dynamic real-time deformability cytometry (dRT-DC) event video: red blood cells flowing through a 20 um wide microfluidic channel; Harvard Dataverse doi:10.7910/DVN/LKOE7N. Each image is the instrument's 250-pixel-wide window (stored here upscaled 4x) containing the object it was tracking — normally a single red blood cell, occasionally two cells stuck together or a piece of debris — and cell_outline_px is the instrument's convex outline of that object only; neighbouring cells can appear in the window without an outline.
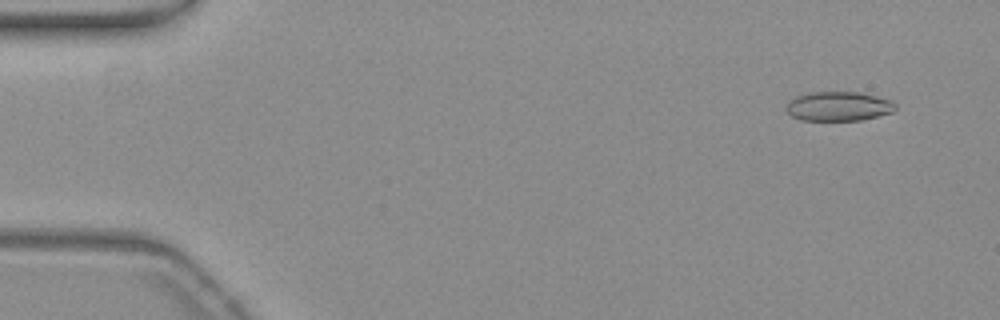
{"species": "common noctule bat (a hibernating species)", "species_latin": "Nyctalus noctula", "temperature_condition": "warm", "stored_images_in_passage": 55, "camera_frame_rate_fps": 3000, "um_per_image_px": 0.085, "animal": {"sex": "female", "body_mass_g": 19.3, "forearm_length_mm": 54.1}, "frame": {"image": 1, "passage_image": 4, "time_ms": 1.0, "image_size_px": [1000, 320], "cell_outline_px": [[896, 108], [892, 112], [860, 120], [800, 120], [792, 116], [784, 108], [796, 96], [808, 92], [856, 92], [876, 96], [888, 100], [896, 104]], "centroid_in_image_um": [71.24, 9.03], "position_along_channel_um": 13.8, "area_um2": 18.44}}
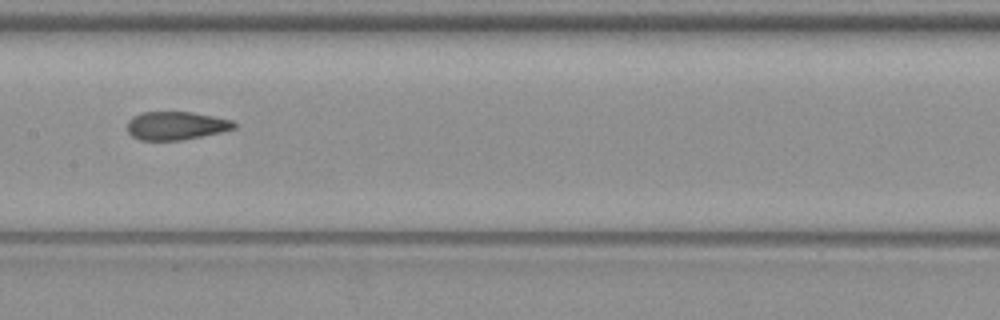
{"frame": {"image": 2, "passage_image": 28, "time_ms": 9.0, "image_size_px": [1000, 320], "cell_outline_px": [[236, 128], [220, 132], [180, 140], [140, 140], [132, 136], [128, 132], [128, 120], [132, 116], [144, 112], [192, 112], [232, 120], [236, 124]], "centroid_in_image_um": [14.94, 10.68], "position_along_channel_um": 192.5, "area_um2": 17.46}}
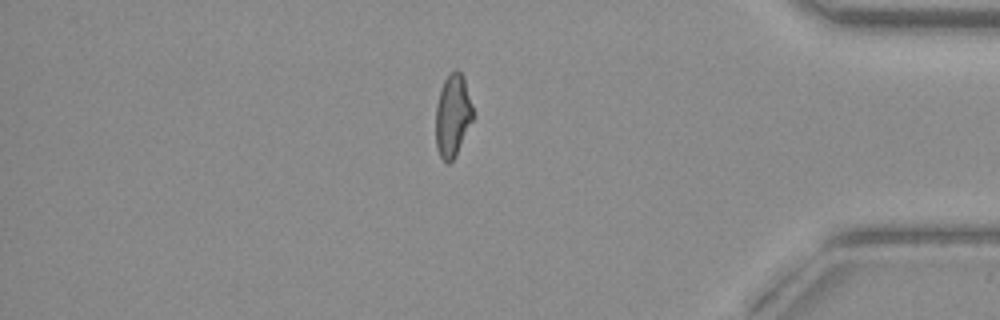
{"frame": {"image": 3, "passage_image": 47, "time_ms": 15.333, "image_size_px": [1000, 320], "cell_outline_px": [[472, 120], [456, 156], [448, 164], [440, 156], [436, 148], [436, 104], [444, 80], [448, 72], [456, 68], [464, 76], [472, 104]], "centroid_in_image_um": [38.47, 9.79], "position_along_channel_um": 396.7, "area_um2": 17.92}, "authors_computed_cell_mechanics": {"area_um2": 18.4382, "velocity_mm_per_s": 3.7489, "shape_relaxation_time_tau1_ms": null, "shape_relaxation_time_tau2_ms": 1.4369, "deformation_change_tau1": null, "deformation_change_tau2": 0.0817}}